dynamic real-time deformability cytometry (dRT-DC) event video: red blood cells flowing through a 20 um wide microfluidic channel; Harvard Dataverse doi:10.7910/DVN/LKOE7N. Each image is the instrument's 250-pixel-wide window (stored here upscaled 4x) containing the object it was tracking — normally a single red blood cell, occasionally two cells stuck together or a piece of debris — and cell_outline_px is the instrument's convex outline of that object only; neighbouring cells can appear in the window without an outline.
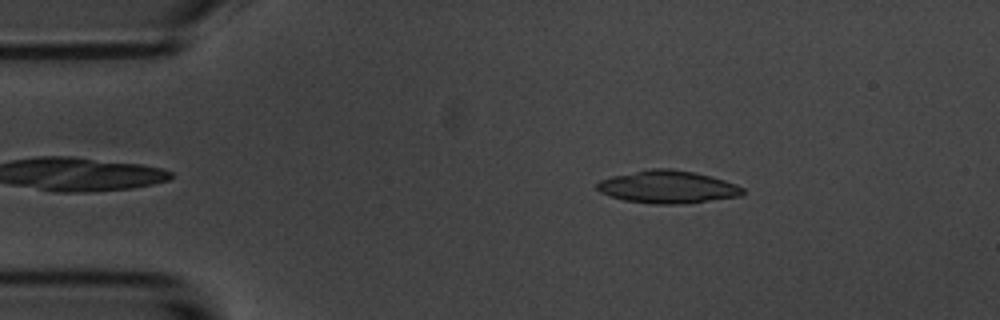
{"species": "common noctule bat (a hibernating species)", "species_latin": "Nyctalus noctula", "temperature_condition": "room temperature", "stored_images_in_passage": 48, "camera_frame_rate_fps": 3000, "um_per_image_px": 0.085, "animal": {"sex": "male", "body_mass_g": 20.1, "forearm_length_mm": 53.5}, "frame": {"image": 1, "passage_image": 9, "time_ms": 2.667, "image_size_px": [1000, 320], "cell_outline_px": [[744, 192], [740, 196], [680, 204], [652, 204], [624, 200], [600, 192], [596, 188], [596, 184], [600, 180], [612, 176], [652, 168], [668, 168], [692, 172], [724, 180], [736, 184], [744, 188]], "centroid_in_image_um": [56.73, 15.89], "position_along_channel_um": 28.3, "area_um2": 27.4}}
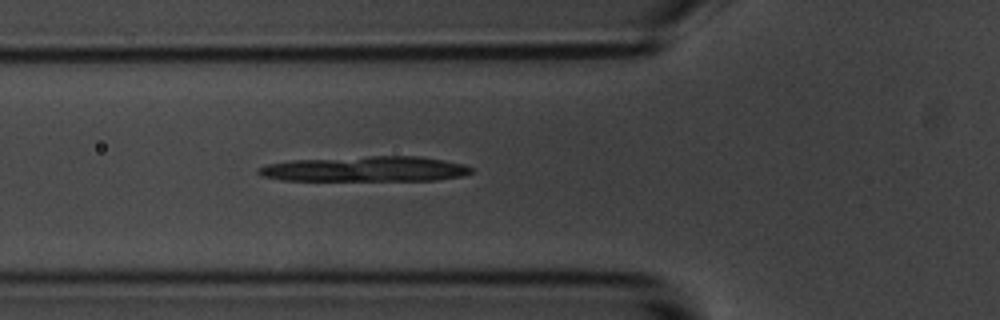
{"frame": {"image": 2, "passage_image": 19, "time_ms": 6.0, "image_size_px": [1000, 320], "cell_outline_px": [[472, 172], [460, 176], [436, 180], [280, 180], [260, 176], [256, 172], [256, 168], [268, 164], [292, 160], [368, 156], [420, 156], [444, 160], [464, 164], [472, 168]], "centroid_in_image_um": [31.01, 14.36], "position_along_channel_um": 94.8, "area_um2": 31.33}}